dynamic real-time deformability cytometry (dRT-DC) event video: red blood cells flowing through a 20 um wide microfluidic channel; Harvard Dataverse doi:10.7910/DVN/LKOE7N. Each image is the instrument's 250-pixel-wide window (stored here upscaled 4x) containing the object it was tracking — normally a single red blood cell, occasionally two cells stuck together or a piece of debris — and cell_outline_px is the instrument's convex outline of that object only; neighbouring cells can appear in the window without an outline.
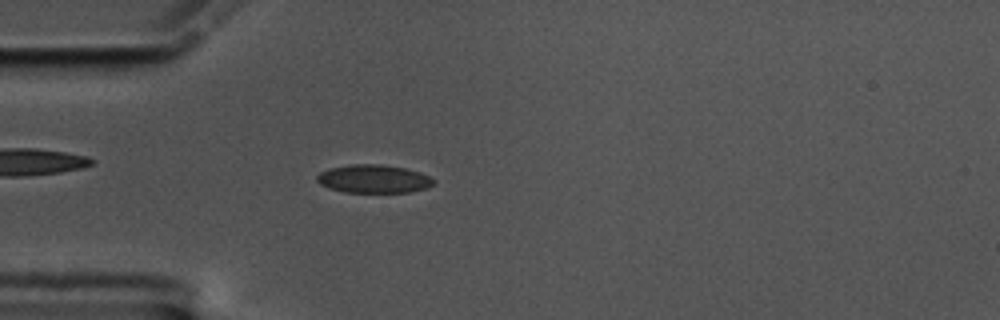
{"species": "common noctule bat (a hibernating species)", "species_latin": "Nyctalus noctula", "temperature_condition": "cold", "stored_images_in_passage": 57, "camera_frame_rate_fps": 3000, "um_per_image_px": 0.085, "animal": {"sex": "male", "body_mass_g": 17.5, "forearm_length_mm": 52.3}, "frame": {"image": 1, "passage_image": 16, "time_ms": 5.0, "image_size_px": [1000, 320], "cell_outline_px": [[436, 184], [428, 188], [408, 192], [344, 192], [328, 188], [320, 184], [316, 180], [316, 176], [320, 172], [332, 168], [352, 164], [380, 164], [404, 168], [420, 172], [436, 180]], "centroid_in_image_um": [31.78, 15.21], "position_along_channel_um": 53.2, "area_um2": 19.25}}
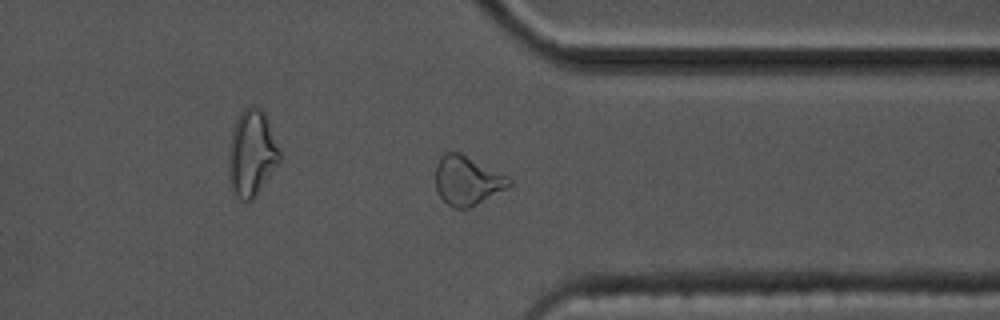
{"frame": {"image": 2, "passage_image": 44, "time_ms": 14.333, "image_size_px": [1000, 320], "cell_outline_px": [[512, 184], [508, 188], [468, 208], [452, 208], [440, 196], [436, 188], [436, 164], [440, 156], [444, 152], [460, 152], [508, 176], [512, 180]], "centroid_in_image_um": [39.72, 15.33], "position_along_channel_um": 371.7, "area_um2": 21.04}}
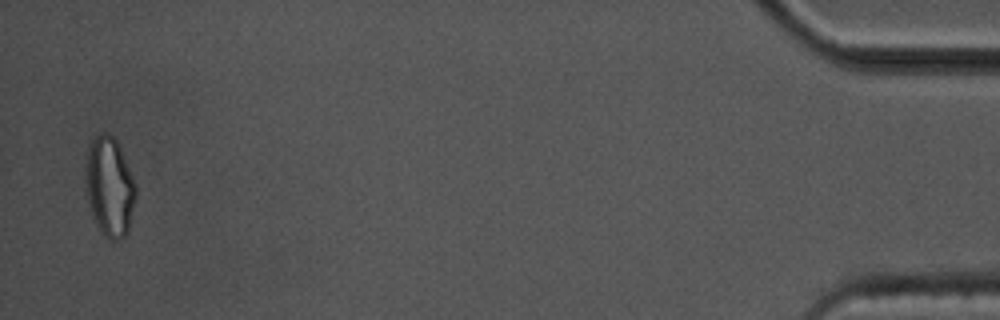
{"frame": {"image": 3, "passage_image": 56, "time_ms": 18.333, "image_size_px": [1000, 320], "cell_outline_px": [[136, 196], [128, 228], [124, 236], [120, 240], [108, 240], [104, 236], [92, 212], [88, 200], [84, 176], [84, 172], [88, 148], [92, 140], [96, 136], [104, 132], [108, 132], [116, 140], [120, 148], [136, 184]], "centroid_in_image_um": [9.3, 15.84], "position_along_channel_um": 425.9, "area_um2": 28.78}, "authors_computed_cell_mechanics": {"area_um2": 19.2474, "velocity_mm_per_s": 3.5121, "shape_relaxation_time_tau1_ms": 8.2778, "shape_relaxation_time_tau2_ms": 1.7691, "deformation_change_tau1": 0.1372, "deformation_change_tau2": 0.0636}}